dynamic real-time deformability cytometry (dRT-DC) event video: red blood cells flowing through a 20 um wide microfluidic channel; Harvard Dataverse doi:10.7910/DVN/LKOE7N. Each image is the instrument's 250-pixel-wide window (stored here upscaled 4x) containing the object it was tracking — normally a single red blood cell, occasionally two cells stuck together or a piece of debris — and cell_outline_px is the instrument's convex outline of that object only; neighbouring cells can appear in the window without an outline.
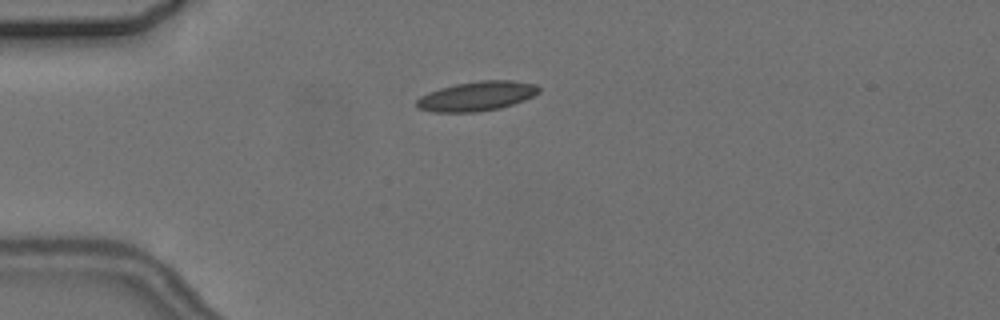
{"species": "common noctule bat (a hibernating species)", "species_latin": "Nyctalus noctula", "temperature_condition": "cold", "stored_images_in_passage": 14, "camera_frame_rate_fps": 3000, "um_per_image_px": 0.085, "animal": {"sex": "female", "body_mass_g": 24.6, "forearm_length_mm": 56.2}, "frame": {"image": 1, "passage_image": 3, "time_ms": 4.0, "image_size_px": [1000, 320], "cell_outline_px": [[540, 92], [524, 100], [500, 108], [476, 112], [432, 112], [416, 108], [416, 100], [420, 96], [428, 92], [440, 88], [456, 84], [480, 80], [512, 80], [536, 84], [540, 88]], "centroid_in_image_um": [40.51, 8.17], "position_along_channel_um": 44.5, "area_um2": 21.1}}
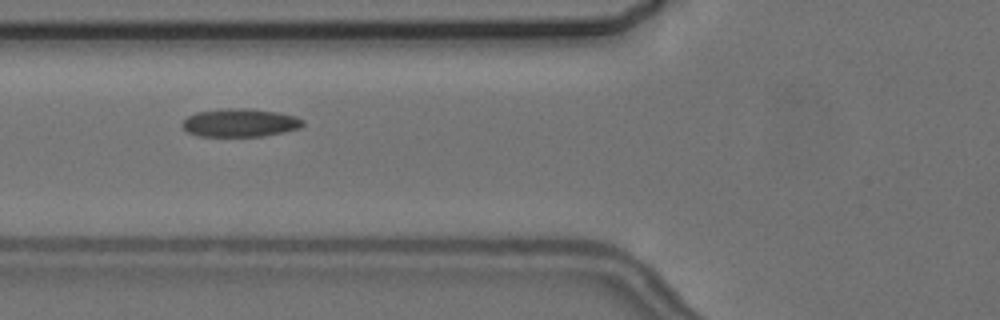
{"frame": {"image": 2, "passage_image": 5, "time_ms": 6.333, "image_size_px": [1000, 320], "cell_outline_px": [[304, 124], [300, 128], [284, 132], [264, 136], [196, 136], [188, 132], [180, 124], [188, 116], [196, 112], [228, 108], [244, 108], [276, 112], [296, 116], [304, 120]], "centroid_in_image_um": [20.4, 10.44], "position_along_channel_um": 105.4, "area_um2": 19.83}}
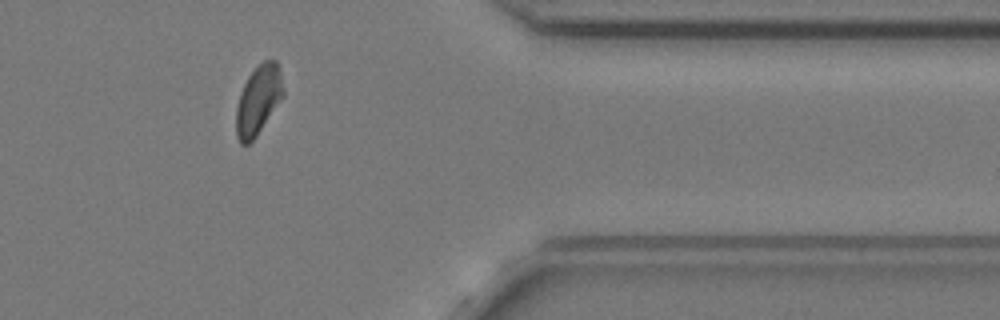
{"frame": {"image": 3, "passage_image": 12, "time_ms": 14.667, "image_size_px": [1000, 320], "cell_outline_px": [[284, 96], [256, 136], [248, 144], [240, 144], [236, 136], [236, 108], [240, 92], [248, 76], [264, 60], [276, 60], [280, 72], [284, 92]], "centroid_in_image_um": [21.95, 8.52], "position_along_channel_um": 389.5, "area_um2": 18.84}, "authors_computed_cell_mechanics": {"area_um2": 19.1029, "velocity_mm_per_s": 3.6327, "shape_relaxation_time_tau1_ms": 6.5731, "shape_relaxation_time_tau2_ms": 2.7181, "deformation_change_tau1": 0.1216, "deformation_change_tau2": 0.0733}}